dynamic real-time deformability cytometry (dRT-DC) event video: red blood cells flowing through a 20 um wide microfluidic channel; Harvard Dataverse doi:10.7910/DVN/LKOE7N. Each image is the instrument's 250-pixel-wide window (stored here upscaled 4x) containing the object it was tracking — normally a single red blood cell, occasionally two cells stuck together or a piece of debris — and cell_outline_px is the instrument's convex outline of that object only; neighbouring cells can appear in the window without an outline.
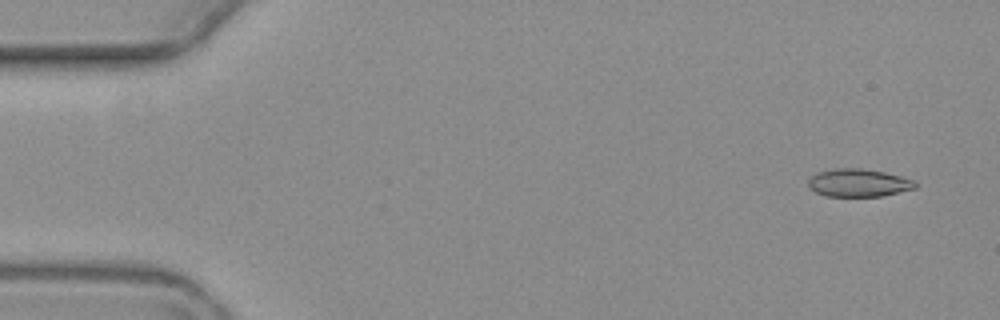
{"species": "common noctule bat (a hibernating species)", "species_latin": "Nyctalus noctula", "temperature_condition": "warm", "stored_images_in_passage": 4, "camera_frame_rate_fps": 3000, "um_per_image_px": 0.085, "animal": {"sex": "female", "body_mass_g": 19.3, "forearm_length_mm": 54.1}, "frame": {"image": 1, "passage_image": 1, "time_ms": 0.0, "image_size_px": [1000, 320], "cell_outline_px": [[916, 188], [880, 196], [824, 196], [808, 188], [808, 180], [816, 172], [832, 168], [860, 168], [884, 172], [916, 180]], "centroid_in_image_um": [72.94, 15.53], "position_along_channel_um": 12.1, "area_um2": 17.46}}
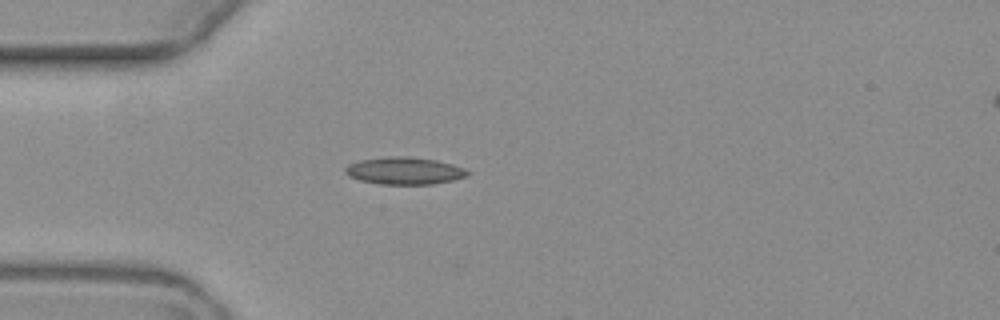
{"frame": {"image": 2, "passage_image": 4, "time_ms": 4.333, "image_size_px": [1000, 320], "cell_outline_px": [[472, 172], [468, 176], [452, 180], [432, 184], [380, 184], [360, 180], [348, 176], [344, 172], [344, 168], [348, 164], [360, 160], [388, 156], [408, 156], [436, 160], [452, 164], [464, 168]], "centroid_in_image_um": [34.37, 14.51], "position_along_channel_um": 50.6, "area_um2": 19.54}}